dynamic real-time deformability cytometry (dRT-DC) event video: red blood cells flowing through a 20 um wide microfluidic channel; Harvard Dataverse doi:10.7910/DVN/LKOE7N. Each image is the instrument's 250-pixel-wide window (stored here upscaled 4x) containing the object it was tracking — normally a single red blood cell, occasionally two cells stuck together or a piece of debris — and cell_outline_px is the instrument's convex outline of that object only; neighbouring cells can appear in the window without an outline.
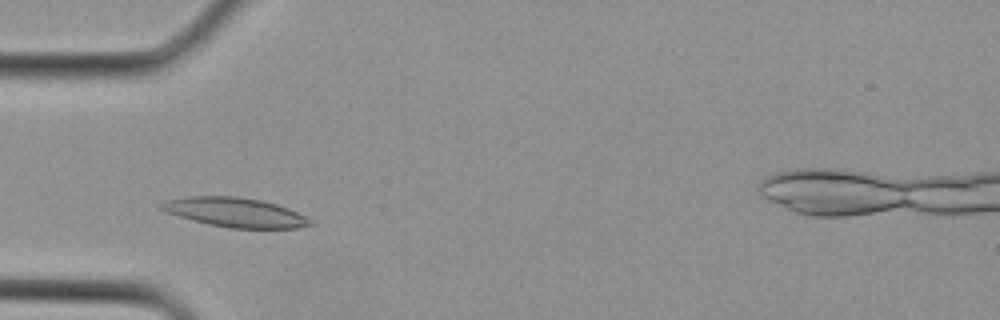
{"species": "Egyptian fruit bat (a non-hibernating species)", "species_latin": "Rousettus aegyptiacus", "temperature_condition": "cold", "stored_images_in_passage": 2, "camera_frame_rate_fps": 3000, "um_per_image_px": 0.085, "animal": {"sex": "female"}, "frame": {"image": 1, "passage_image": 2, "time_ms": 0.333, "image_size_px": [1000, 320], "cell_outline_px": [[316, 224], [296, 228], [232, 228], [208, 224], [192, 220], [168, 212], [160, 208], [160, 204], [164, 200], [184, 196], [236, 196], [260, 200], [276, 204], [288, 208], [312, 220]], "centroid_in_image_um": [19.99, 18.04], "position_along_channel_um": 65.0, "area_um2": 25.37}}